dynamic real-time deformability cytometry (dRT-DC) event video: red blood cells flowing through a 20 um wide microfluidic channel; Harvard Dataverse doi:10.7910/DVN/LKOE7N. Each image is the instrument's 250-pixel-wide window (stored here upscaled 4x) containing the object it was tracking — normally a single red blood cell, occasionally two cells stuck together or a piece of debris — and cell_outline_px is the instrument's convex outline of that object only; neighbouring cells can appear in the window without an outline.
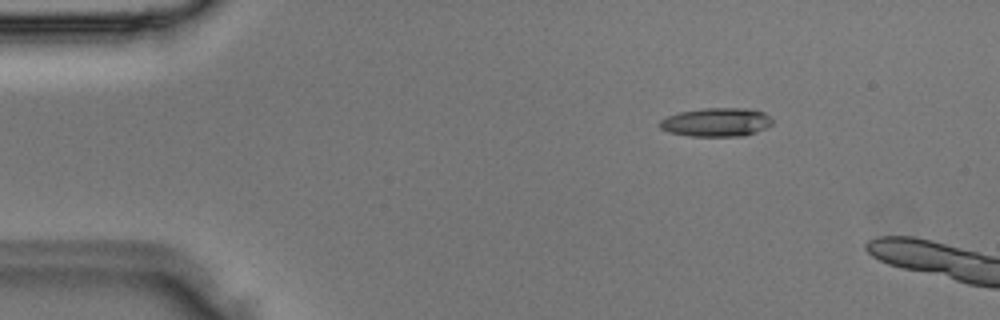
{"species": "Egyptian fruit bat (a non-hibernating species)", "species_latin": "Rousettus aegyptiacus", "temperature_condition": "room temperature", "stored_images_in_passage": 2, "camera_frame_rate_fps": 3000, "um_per_image_px": 0.085, "animal": {"sex": "male"}, "frame": {"image": 1, "passage_image": 2, "time_ms": 0.333, "image_size_px": [1000, 320], "cell_outline_px": [[772, 124], [756, 132], [744, 136], [688, 136], [668, 132], [660, 128], [660, 120], [668, 116], [680, 112], [704, 108], [752, 108], [764, 112], [772, 120]], "centroid_in_image_um": [60.9, 10.38], "position_along_channel_um": 24.1, "area_um2": 18.84}}